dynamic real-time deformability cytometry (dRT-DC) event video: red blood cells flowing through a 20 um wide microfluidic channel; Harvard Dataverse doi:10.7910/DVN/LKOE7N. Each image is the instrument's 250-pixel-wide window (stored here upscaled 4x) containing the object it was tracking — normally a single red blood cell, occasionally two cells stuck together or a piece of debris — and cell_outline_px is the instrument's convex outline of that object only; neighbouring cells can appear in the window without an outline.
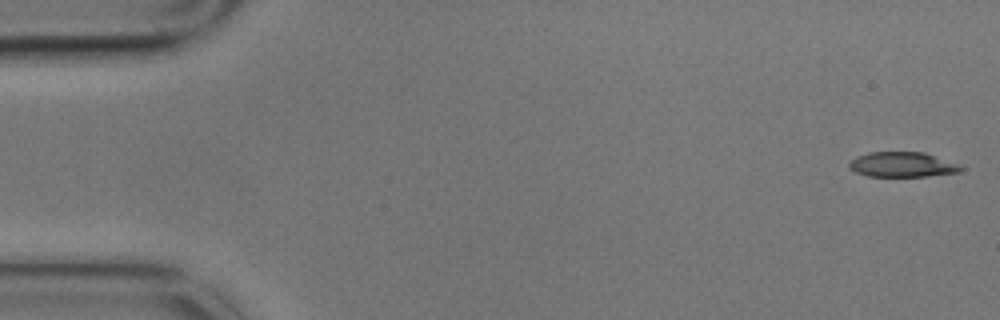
{"species": "common noctule bat (a hibernating species)", "species_latin": "Nyctalus noctula", "temperature_condition": "cold", "stored_images_in_passage": 8, "camera_frame_rate_fps": 3000, "um_per_image_px": 0.085, "animal": {"sex": "male", "body_mass_g": 17.9}, "frame": {"image": 1, "passage_image": 1, "time_ms": 0.0, "image_size_px": [1000, 320], "cell_outline_px": [[964, 168], [960, 172], [928, 176], [868, 176], [856, 172], [848, 168], [848, 164], [856, 156], [868, 152], [924, 152], [960, 164]], "centroid_in_image_um": [76.71, 13.98], "position_along_channel_um": 8.3, "area_um2": 16.36}}
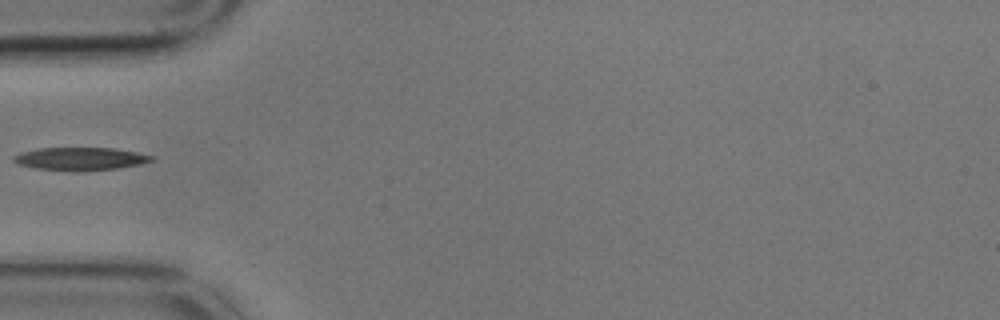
{"frame": {"image": 2, "passage_image": 6, "time_ms": 1.667, "image_size_px": [1000, 320], "cell_outline_px": [[156, 156], [152, 160], [140, 164], [116, 168], [80, 172], [72, 172], [36, 168], [20, 164], [12, 160], [12, 156], [20, 152], [40, 148], [116, 148]], "centroid_in_image_um": [6.82, 13.5], "position_along_channel_um": 78.2, "area_um2": 18.55}}
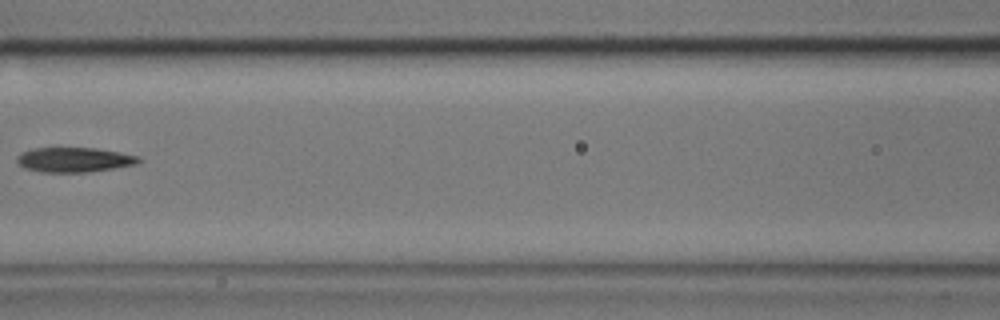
{"frame": {"image": 3, "passage_image": 8, "time_ms": 2.333, "image_size_px": [1000, 320], "cell_outline_px": [[140, 160], [136, 164], [88, 172], [40, 172], [24, 168], [16, 160], [16, 156], [20, 152], [32, 148], [96, 148], [120, 152], [140, 156]], "centroid_in_image_um": [6.27, 13.57], "position_along_channel_um": 160.3, "area_um2": 17.57}}